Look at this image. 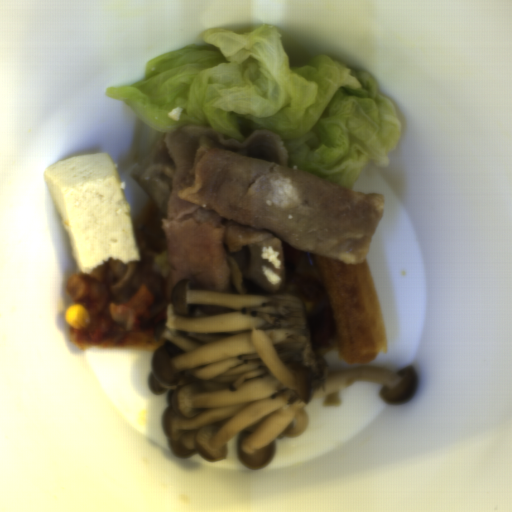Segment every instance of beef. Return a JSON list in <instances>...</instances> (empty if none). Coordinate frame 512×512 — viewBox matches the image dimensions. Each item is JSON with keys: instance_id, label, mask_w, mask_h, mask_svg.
I'll return each instance as SVG.
<instances>
[{"instance_id": "33117281", "label": "beef", "mask_w": 512, "mask_h": 512, "mask_svg": "<svg viewBox=\"0 0 512 512\" xmlns=\"http://www.w3.org/2000/svg\"><path fill=\"white\" fill-rule=\"evenodd\" d=\"M130 176L165 214L171 285L246 294V281L280 293L283 241L343 264L366 261L386 195L359 193L289 166L272 129L242 140L209 125L169 131Z\"/></svg>"}]
</instances>
